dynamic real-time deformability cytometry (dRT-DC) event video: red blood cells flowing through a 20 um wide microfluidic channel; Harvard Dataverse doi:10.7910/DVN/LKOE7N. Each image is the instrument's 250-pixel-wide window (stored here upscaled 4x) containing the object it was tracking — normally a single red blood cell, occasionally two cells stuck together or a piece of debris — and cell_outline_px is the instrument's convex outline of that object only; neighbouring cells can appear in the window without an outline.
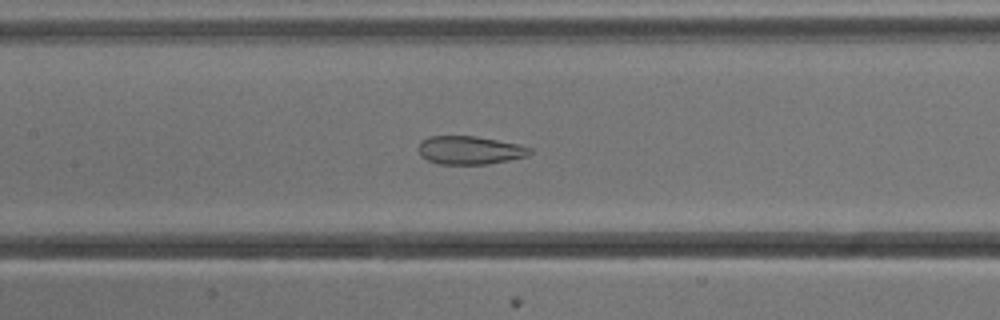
{"species": "common noctule bat (a hibernating species)", "species_latin": "Nyctalus noctula", "temperature_condition": "cold", "stored_images_in_passage": 55, "camera_frame_rate_fps": 3000, "um_per_image_px": 0.085, "animal": {"sex": "male", "body_mass_g": 13.3}, "frame": {"image": 1, "passage_image": 25, "time_ms": 8.0, "image_size_px": [1000, 320], "cell_outline_px": [[532, 152], [528, 156], [488, 164], [440, 164], [428, 160], [420, 156], [420, 140], [428, 136], [476, 136], [516, 144], [532, 148]], "centroid_in_image_um": [39.92, 12.77], "position_along_channel_um": 167.5, "area_um2": 18.26}}
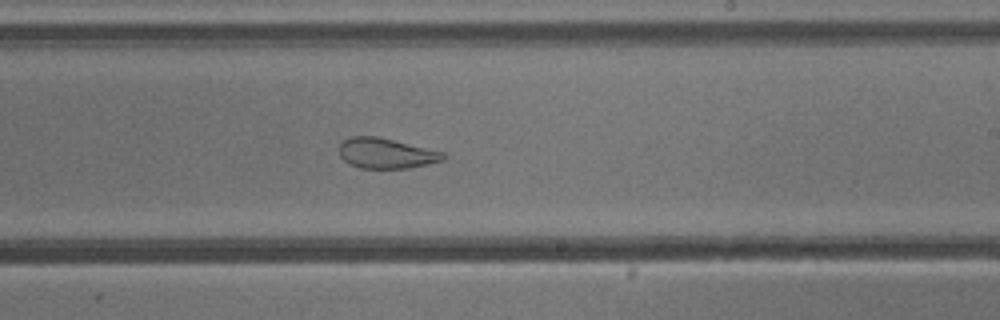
{"frame": {"image": 2, "passage_image": 32, "time_ms": 10.333, "image_size_px": [1000, 320], "cell_outline_px": [[448, 156], [444, 160], [428, 164], [408, 168], [360, 168], [348, 164], [340, 156], [340, 144], [348, 136], [376, 136], [444, 152]], "centroid_in_image_um": [32.82, 13.03], "position_along_channel_um": 256.2, "area_um2": 18.38}}
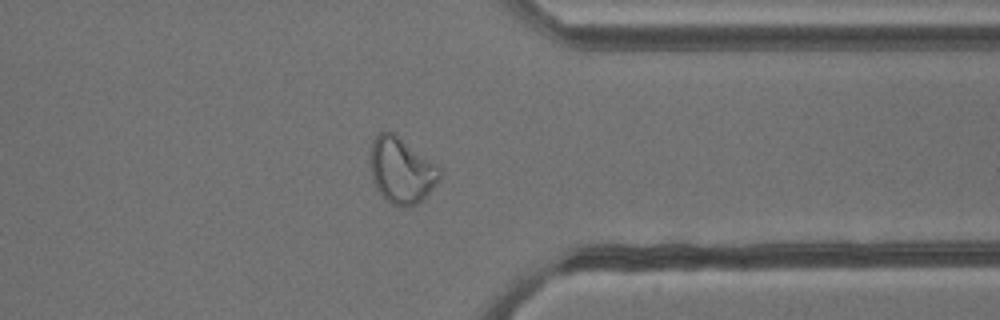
{"frame": {"image": 3, "passage_image": 42, "time_ms": 13.667, "image_size_px": [1000, 320], "cell_outline_px": [[440, 176], [428, 192], [416, 204], [404, 208], [400, 208], [392, 204], [376, 188], [372, 180], [372, 140], [380, 132], [392, 132], [440, 168]], "centroid_in_image_um": [34.1, 14.51], "position_along_channel_um": 377.3, "area_um2": 25.55}, "authors_computed_cell_mechanics": {"area_um2": 27.166, "velocity_mm_per_s": 3.8218, "shape_relaxation_time_tau1_ms": null, "shape_relaxation_time_tau2_ms": 1.4923, "deformation_change_tau1": null, "deformation_change_tau2": 0.0855}}